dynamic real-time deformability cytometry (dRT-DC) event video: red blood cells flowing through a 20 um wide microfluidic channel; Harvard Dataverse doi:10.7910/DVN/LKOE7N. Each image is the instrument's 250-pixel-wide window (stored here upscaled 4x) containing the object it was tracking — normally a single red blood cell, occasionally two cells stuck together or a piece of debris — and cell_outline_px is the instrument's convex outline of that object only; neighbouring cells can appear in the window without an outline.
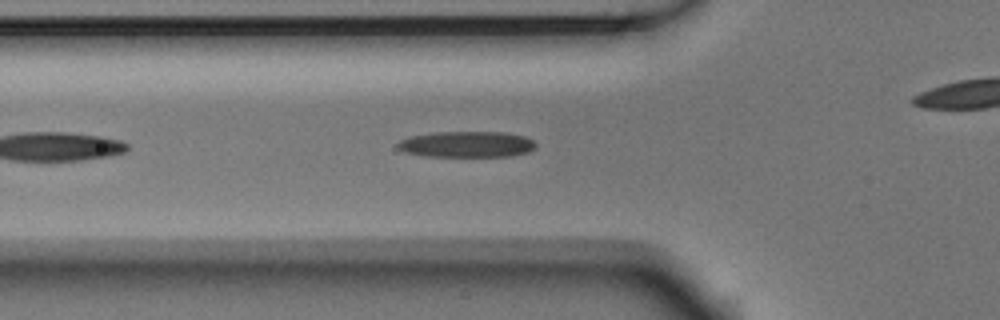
{"species": "Egyptian fruit bat (a non-hibernating species)", "species_latin": "Rousettus aegyptiacus", "temperature_condition": "room temperature", "stored_images_in_passage": 10, "camera_frame_rate_fps": 3000, "um_per_image_px": 0.085, "animal": {"sex": "male"}, "frame": {"image": 1, "passage_image": 5, "time_ms": 1.333, "image_size_px": [1000, 320], "cell_outline_px": [[536, 148], [528, 152], [512, 156], [424, 156], [404, 152], [396, 144], [400, 140], [412, 136], [436, 132], [504, 132], [524, 136], [532, 140], [536, 144]], "centroid_in_image_um": [39.7, 12.27], "position_along_channel_um": 86.1, "area_um2": 20.87}}